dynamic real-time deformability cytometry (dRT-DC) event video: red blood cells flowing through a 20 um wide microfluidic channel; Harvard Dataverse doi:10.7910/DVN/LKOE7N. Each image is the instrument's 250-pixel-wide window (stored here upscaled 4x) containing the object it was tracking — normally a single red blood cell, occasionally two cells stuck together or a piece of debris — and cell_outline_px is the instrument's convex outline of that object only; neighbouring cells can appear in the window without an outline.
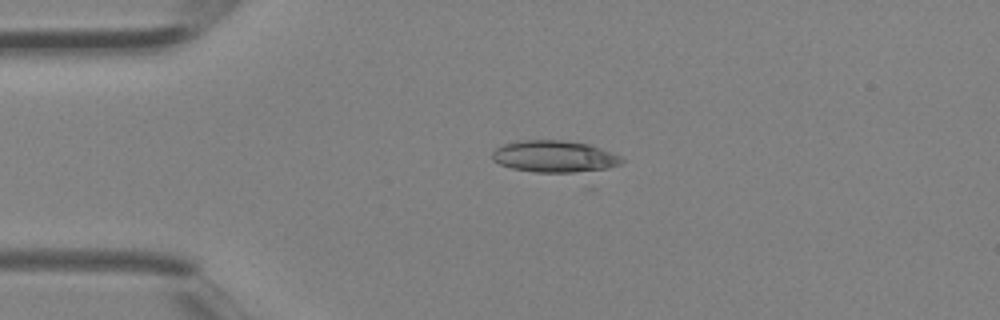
{"species": "Egyptian fruit bat (a non-hibernating species)", "species_latin": "Rousettus aegyptiacus", "temperature_condition": "room temperature", "stored_images_in_passage": 3, "camera_frame_rate_fps": 3000, "um_per_image_px": 0.085, "animal": {"sex": "female"}, "frame": {"image": 1, "passage_image": 2, "time_ms": 0.333, "image_size_px": [1000, 320], "cell_outline_px": [[624, 160], [620, 164], [608, 168], [592, 172], [536, 172], [512, 168], [500, 164], [492, 160], [492, 152], [496, 148], [504, 144], [520, 140], [564, 140], [588, 144], [612, 152], [620, 156]], "centroid_in_image_um": [47.15, 13.3], "position_along_channel_um": 37.9, "area_um2": 24.1}}